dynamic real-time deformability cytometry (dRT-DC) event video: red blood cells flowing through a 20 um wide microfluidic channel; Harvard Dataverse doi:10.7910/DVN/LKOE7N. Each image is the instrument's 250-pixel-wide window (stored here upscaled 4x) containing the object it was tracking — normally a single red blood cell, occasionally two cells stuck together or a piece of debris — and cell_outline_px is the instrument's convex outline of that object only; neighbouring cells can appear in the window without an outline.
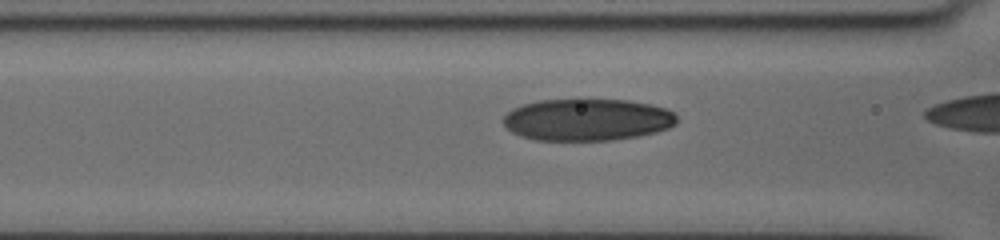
{"species": "human", "species_latin": "Homo sapiens", "temperature_condition": "cold", "stored_images_in_passage": 20, "camera_frame_rate_fps": 3000, "um_per_image_px": 0.085, "donor": {"sex": "female"}, "frame": {"image": 1, "passage_image": 18, "time_ms": 5.667, "image_size_px": [1000, 240], "cell_outline_px": [[676, 124], [668, 128], [656, 132], [640, 136], [612, 140], [536, 140], [520, 136], [512, 132], [504, 124], [504, 116], [512, 108], [536, 100], [576, 96], [584, 96], [628, 100], [652, 104], [668, 108], [676, 112]], "centroid_in_image_um": [49.94, 10.11], "position_along_channel_um": 116.7, "area_um2": 44.1}}